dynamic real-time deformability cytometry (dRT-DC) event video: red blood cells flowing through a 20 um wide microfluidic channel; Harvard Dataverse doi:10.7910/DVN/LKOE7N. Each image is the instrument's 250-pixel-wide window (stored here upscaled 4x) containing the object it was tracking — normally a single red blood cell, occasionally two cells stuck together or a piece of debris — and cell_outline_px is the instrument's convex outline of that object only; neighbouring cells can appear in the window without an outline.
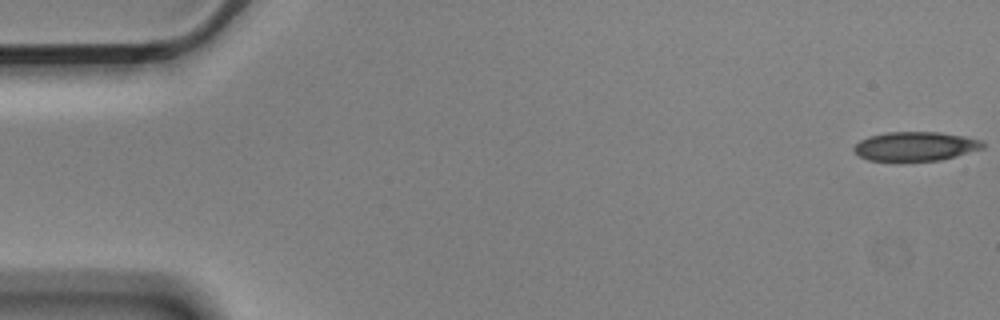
{"species": "Egyptian fruit bat (a non-hibernating species)", "species_latin": "Rousettus aegyptiacus", "temperature_condition": "cold", "stored_images_in_passage": 9, "camera_frame_rate_fps": 3000, "um_per_image_px": 0.085, "animal": {"sex": "male"}, "frame": {"image": 1, "passage_image": 1, "time_ms": 0.0, "image_size_px": [1000, 320], "cell_outline_px": [[984, 148], [956, 156], [940, 160], [868, 160], [860, 156], [852, 148], [860, 140], [868, 136], [884, 132], [940, 132], [964, 136], [980, 140], [984, 144]], "centroid_in_image_um": [77.8, 12.42], "position_along_channel_um": 7.2, "area_um2": 21.68}}